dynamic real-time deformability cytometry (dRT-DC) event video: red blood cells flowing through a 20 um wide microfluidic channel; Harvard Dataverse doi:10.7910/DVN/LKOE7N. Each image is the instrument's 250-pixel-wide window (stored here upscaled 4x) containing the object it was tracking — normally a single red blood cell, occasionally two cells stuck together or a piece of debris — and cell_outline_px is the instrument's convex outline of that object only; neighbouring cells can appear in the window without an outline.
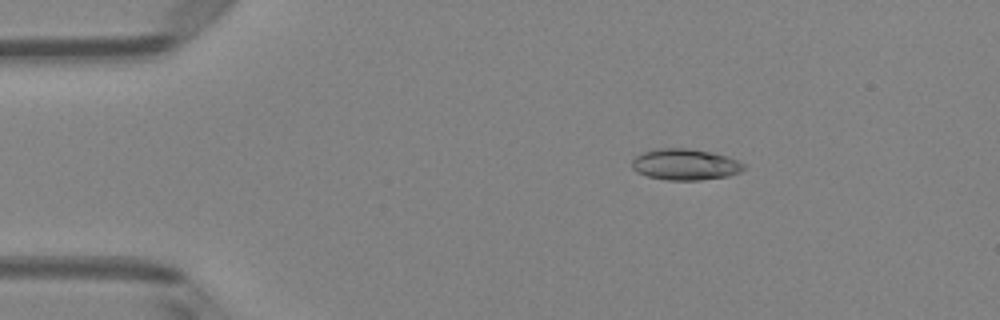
{"species": "Egyptian fruit bat (a non-hibernating species)", "species_latin": "Rousettus aegyptiacus", "temperature_condition": "room temperature", "stored_images_in_passage": 50, "camera_frame_rate_fps": 3000, "um_per_image_px": 0.085, "animal": {"sex": "female"}, "frame": {"image": 1, "passage_image": 9, "time_ms": 2.667, "image_size_px": [1000, 320], "cell_outline_px": [[748, 168], [740, 172], [728, 176], [700, 180], [668, 180], [648, 176], [636, 172], [632, 168], [632, 160], [636, 156], [644, 152], [656, 148], [688, 148], [712, 152], [728, 156], [744, 164]], "centroid_in_image_um": [58.26, 13.97], "position_along_channel_um": 26.7, "area_um2": 20.46}}
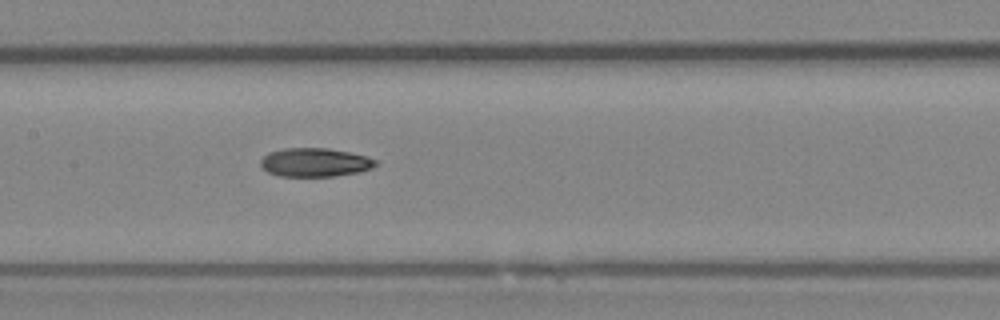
{"frame": {"image": 2, "passage_image": 25, "time_ms": 8.0, "image_size_px": [1000, 320], "cell_outline_px": [[376, 164], [372, 168], [360, 172], [332, 176], [280, 176], [268, 172], [260, 164], [260, 160], [268, 152], [284, 148], [328, 148], [368, 156], [376, 160]], "centroid_in_image_um": [26.77, 13.79], "position_along_channel_um": 180.6, "area_um2": 19.19}}
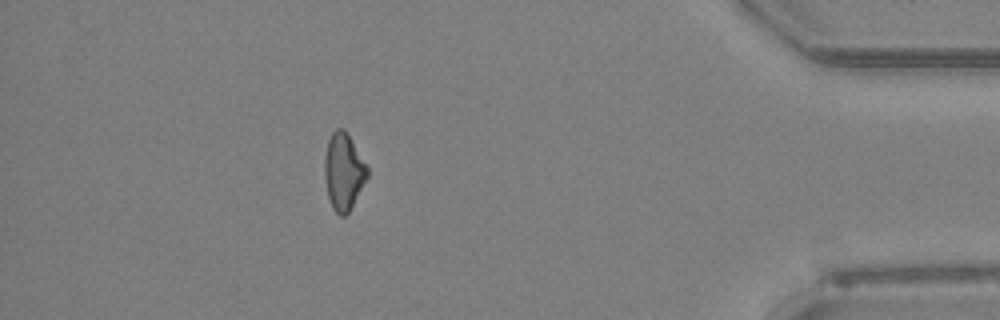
{"frame": {"image": 3, "passage_image": 45, "time_ms": 14.667, "image_size_px": [1000, 320], "cell_outline_px": [[368, 176], [348, 212], [344, 216], [340, 216], [332, 208], [328, 196], [324, 176], [324, 156], [328, 140], [332, 132], [336, 128], [344, 128], [368, 168]], "centroid_in_image_um": [29.17, 14.57], "position_along_channel_um": 406.0, "area_um2": 18.9}, "authors_computed_cell_mechanics": {"area_um2": 19.5364, "velocity_mm_per_s": 4.0786, "shape_relaxation_time_tau1_ms": 2.8393, "shape_relaxation_time_tau2_ms": 6.6577, "deformation_change_tau1": 0.1255, "deformation_change_tau2": 0.1591}}